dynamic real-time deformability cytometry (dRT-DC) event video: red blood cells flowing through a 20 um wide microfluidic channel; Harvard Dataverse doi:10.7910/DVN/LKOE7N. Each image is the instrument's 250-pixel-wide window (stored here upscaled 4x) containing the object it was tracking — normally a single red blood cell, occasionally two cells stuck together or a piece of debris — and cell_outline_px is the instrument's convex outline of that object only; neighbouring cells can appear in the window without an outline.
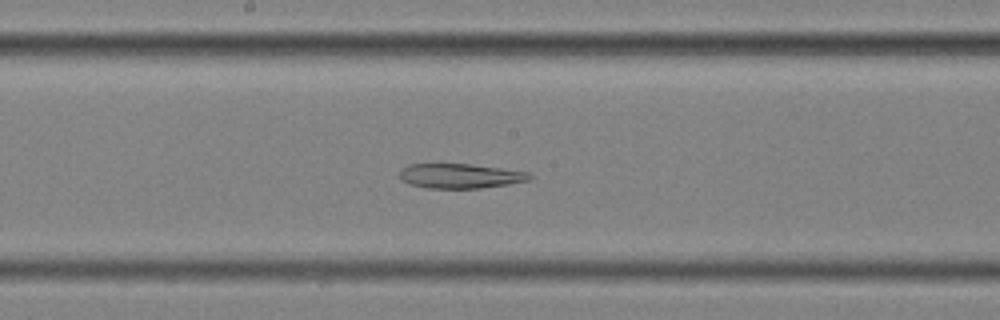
{"species": "common noctule bat (a hibernating species)", "species_latin": "Nyctalus noctula", "temperature_condition": "cold", "stored_images_in_passage": 53, "segment_of_instrument_passage": [2, 2], "camera_frame_rate_fps": 3000, "um_per_image_px": 0.085, "animal": {"sex": "female", "body_mass_g": 25.1}, "frame": {"image": 1, "passage_image": 25, "time_ms": 8.0, "image_size_px": [1000, 320], "cell_outline_px": [[532, 180], [508, 184], [480, 188], [428, 188], [408, 184], [400, 180], [400, 168], [408, 164], [468, 164], [532, 172]], "centroid_in_image_um": [39.12, 14.95], "position_along_channel_um": 209.1, "area_um2": 18.84}}
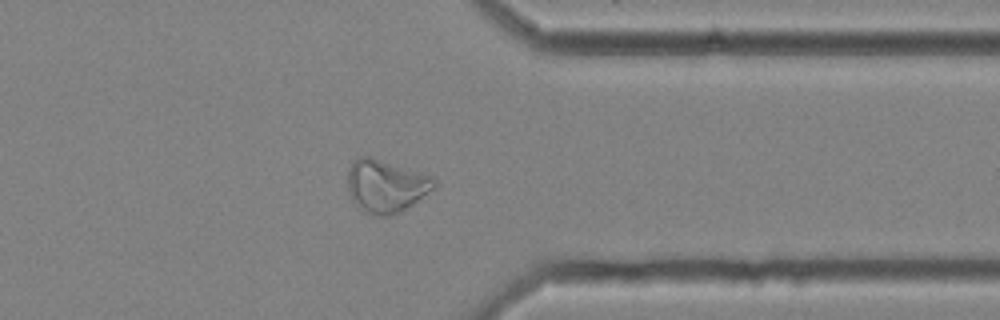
{"frame": {"image": 2, "passage_image": 40, "time_ms": 13.0, "image_size_px": [1000, 320], "cell_outline_px": [[436, 188], [400, 212], [388, 216], [376, 216], [368, 212], [356, 204], [352, 200], [348, 192], [348, 168], [356, 156], [368, 156], [436, 176]], "centroid_in_image_um": [32.83, 15.78], "position_along_channel_um": 378.6, "area_um2": 26.76}}
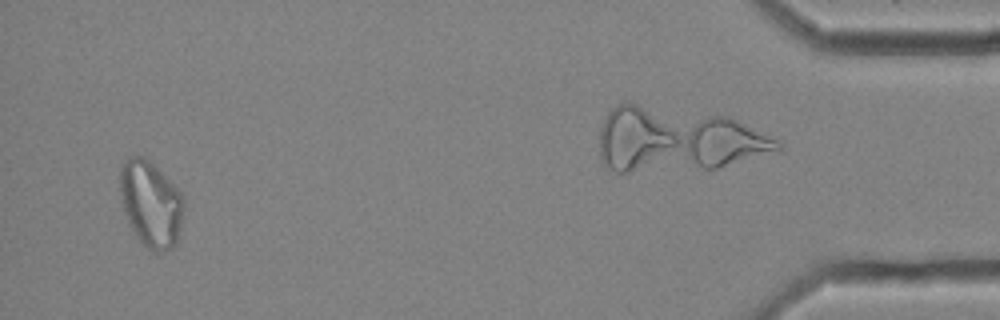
{"frame": {"image": 3, "passage_image": 50, "time_ms": 16.333, "image_size_px": [1000, 320], "cell_outline_px": [[184, 208], [180, 228], [176, 244], [172, 248], [160, 252], [156, 252], [148, 248], [136, 236], [128, 224], [120, 204], [120, 168], [128, 156], [144, 156], [180, 192], [184, 200]], "centroid_in_image_um": [12.79, 17.34], "position_along_channel_um": 422.4, "area_um2": 31.96}}